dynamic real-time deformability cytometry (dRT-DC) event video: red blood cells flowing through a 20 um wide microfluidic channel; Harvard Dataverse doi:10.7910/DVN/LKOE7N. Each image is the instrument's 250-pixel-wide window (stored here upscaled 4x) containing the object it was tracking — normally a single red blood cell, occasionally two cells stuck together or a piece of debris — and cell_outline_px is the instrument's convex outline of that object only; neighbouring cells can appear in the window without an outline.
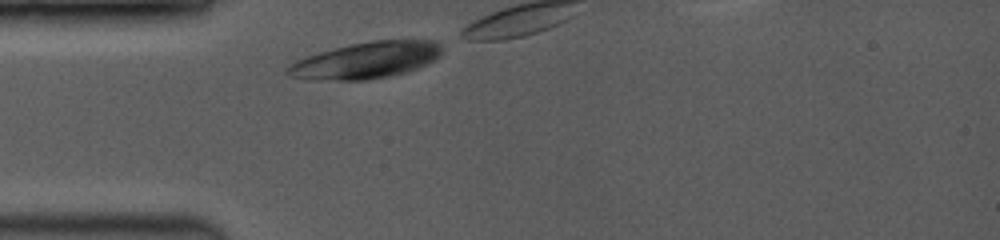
{"species": "common noctule bat (a hibernating species)", "species_latin": "Nyctalus noctula", "temperature_condition": "room temperature", "stored_images_in_passage": 1, "camera_frame_rate_fps": 3500, "um_per_image_px": 0.085, "animal": {"sex": "female", "body_mass_g": 19.0, "forearm_length_mm": 53.3}, "frame": {"image": 1, "passage_image": 1, "time_ms": 0.0, "image_size_px": [1000, 240], "cell_outline_px": [[440, 56], [408, 72], [364, 80], [312, 80], [288, 76], [284, 72], [284, 68], [296, 60], [304, 56], [352, 44], [372, 40], [436, 40], [440, 44]], "centroid_in_image_um": [31.04, 5.13], "position_along_channel_um": 54.0, "area_um2": 32.66}}